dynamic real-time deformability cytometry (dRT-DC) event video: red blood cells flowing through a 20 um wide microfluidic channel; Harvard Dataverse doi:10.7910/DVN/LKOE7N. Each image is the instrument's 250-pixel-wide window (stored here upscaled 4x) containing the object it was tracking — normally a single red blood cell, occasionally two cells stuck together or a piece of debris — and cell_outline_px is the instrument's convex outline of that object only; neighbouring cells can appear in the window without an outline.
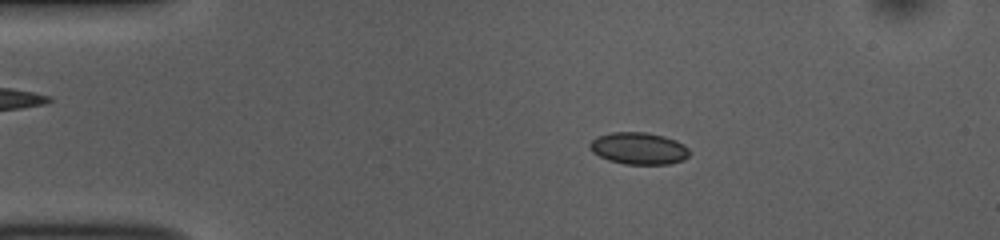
{"species": "common noctule bat (a hibernating species)", "species_latin": "Nyctalus noctula", "temperature_condition": "room temperature", "stored_images_in_passage": 52, "camera_frame_rate_fps": 3000, "um_per_image_px": 0.085, "animal": {"sex": "female", "body_mass_g": 10.0, "forearm_length_mm": 53.1}, "frame": {"image": 1, "passage_image": 9, "time_ms": 2.667, "image_size_px": [1000, 240], "cell_outline_px": [[688, 156], [684, 160], [668, 164], [624, 164], [608, 160], [592, 152], [588, 148], [588, 144], [596, 136], [612, 132], [648, 132], [664, 136], [676, 140], [684, 144], [688, 148]], "centroid_in_image_um": [54.27, 12.6], "position_along_channel_um": 30.7, "area_um2": 18.73}}
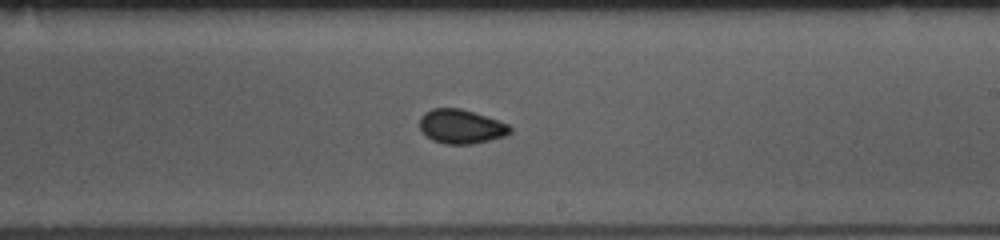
{"frame": {"image": 2, "passage_image": 30, "time_ms": 9.667, "image_size_px": [1000, 240], "cell_outline_px": [[512, 132], [504, 136], [472, 144], [444, 144], [432, 140], [420, 128], [420, 116], [424, 112], [432, 108], [460, 108], [508, 124], [512, 128]], "centroid_in_image_um": [39.17, 10.75], "position_along_channel_um": 249.8, "area_um2": 17.8}}
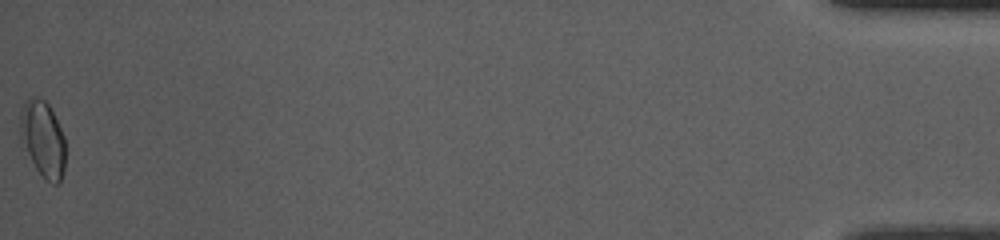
{"frame": {"image": 3, "passage_image": 52, "time_ms": 17.0, "image_size_px": [1000, 240], "cell_outline_px": [[64, 168], [60, 180], [56, 184], [52, 184], [36, 168], [28, 152], [20, 132], [20, 116], [24, 100], [32, 96], [40, 96], [48, 104], [64, 136]], "centroid_in_image_um": [3.64, 11.74], "position_along_channel_um": 431.6, "area_um2": 19.42}, "authors_computed_cell_mechanics": {"area_um2": 17.8024, "velocity_mm_per_s": 3.7951, "shape_relaxation_time_tau1_ms": 6.0111, "shape_relaxation_time_tau2_ms": 1.554, "deformation_change_tau1": 0.0805, "deformation_change_tau2": 0.0549}}